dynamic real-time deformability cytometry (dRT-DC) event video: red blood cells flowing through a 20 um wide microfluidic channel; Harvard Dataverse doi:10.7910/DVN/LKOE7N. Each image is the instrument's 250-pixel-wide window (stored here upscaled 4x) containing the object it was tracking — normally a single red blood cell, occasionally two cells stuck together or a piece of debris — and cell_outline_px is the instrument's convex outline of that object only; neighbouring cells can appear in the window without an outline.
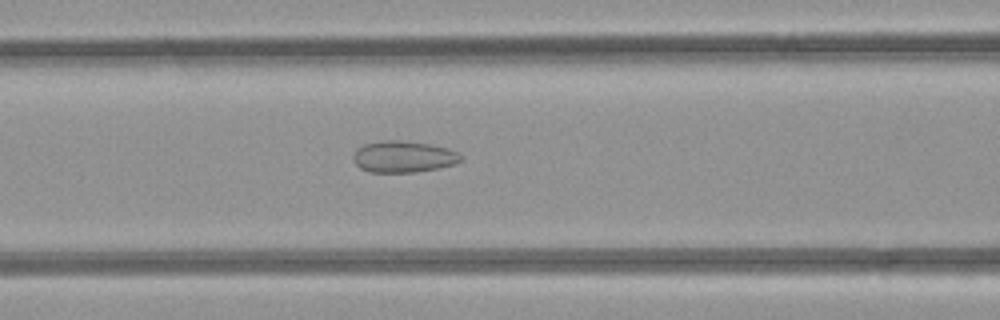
{"species": "common noctule bat (a hibernating species)", "species_latin": "Nyctalus noctula", "temperature_condition": "room temperature", "stored_images_in_passage": 43, "camera_frame_rate_fps": 3000, "um_per_image_px": 0.085, "animal": {"sex": "female", "body_mass_g": 21.9}, "frame": {"image": 1, "passage_image": 14, "time_ms": 4.333, "image_size_px": [1000, 320], "cell_outline_px": [[464, 160], [456, 164], [416, 172], [368, 172], [360, 168], [352, 160], [352, 156], [356, 148], [364, 144], [380, 140], [400, 140], [432, 144], [448, 148], [460, 152], [464, 156]], "centroid_in_image_um": [34.31, 13.31], "position_along_channel_um": 132.3, "area_um2": 20.23}}
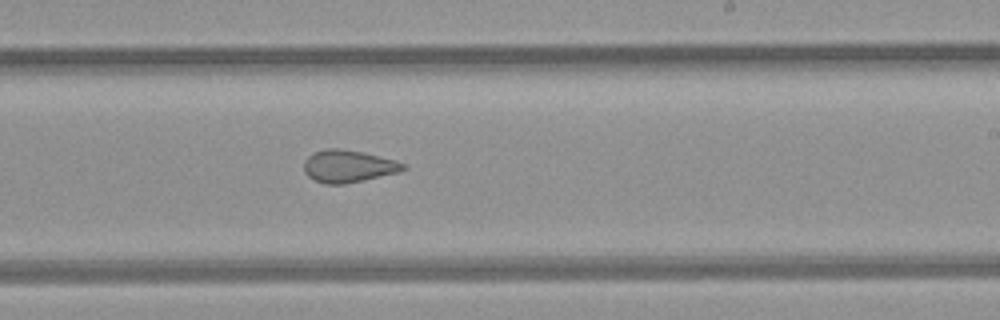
{"frame": {"image": 2, "passage_image": 23, "time_ms": 7.333, "image_size_px": [1000, 320], "cell_outline_px": [[408, 168], [400, 172], [364, 180], [344, 184], [324, 184], [308, 176], [304, 172], [304, 160], [312, 152], [324, 148], [340, 148], [364, 152], [396, 160], [408, 164]], "centroid_in_image_um": [29.63, 14.11], "position_along_channel_um": 259.4, "area_um2": 19.07}}
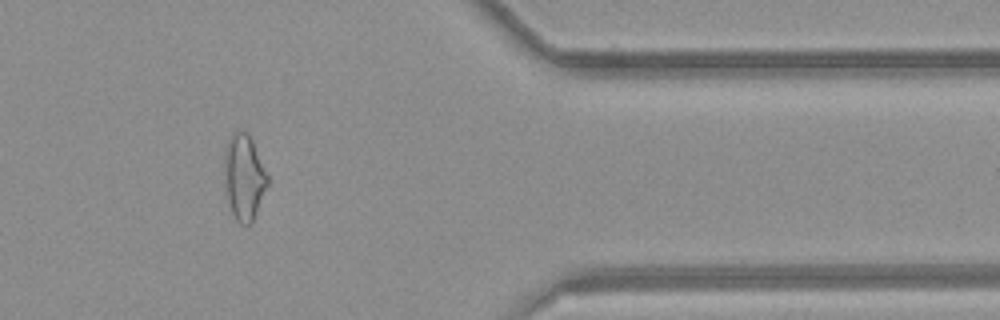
{"frame": {"image": 3, "passage_image": 34, "time_ms": 11.0, "image_size_px": [1000, 320], "cell_outline_px": [[268, 184], [256, 212], [252, 220], [248, 224], [240, 224], [236, 220], [232, 212], [228, 200], [224, 172], [224, 152], [228, 140], [236, 128], [244, 128], [248, 132], [252, 140], [268, 176]], "centroid_in_image_um": [20.73, 14.97], "position_along_channel_um": 390.7, "area_um2": 21.44}, "authors_computed_cell_mechanics": {"area_um2": 21.4438, "velocity_mm_per_s": 4.2367, "shape_relaxation_time_tau1_ms": null, "shape_relaxation_time_tau2_ms": 1.5905, "deformation_change_tau1": null, "deformation_change_tau2": 0.0897}}